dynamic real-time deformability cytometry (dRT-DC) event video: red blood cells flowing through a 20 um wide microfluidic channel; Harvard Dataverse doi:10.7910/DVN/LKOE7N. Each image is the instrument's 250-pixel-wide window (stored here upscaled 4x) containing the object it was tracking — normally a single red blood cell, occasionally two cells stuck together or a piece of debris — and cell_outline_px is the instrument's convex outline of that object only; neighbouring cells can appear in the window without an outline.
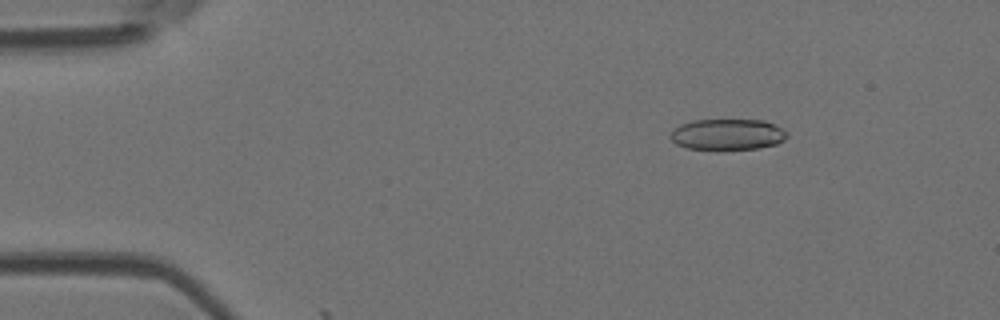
{"species": "Egyptian fruit bat (a non-hibernating species)", "species_latin": "Rousettus aegyptiacus", "temperature_condition": "room temperature", "stored_images_in_passage": 9, "camera_frame_rate_fps": 3000, "um_per_image_px": 0.085, "animal": {"sex": "female"}, "frame": {"image": 1, "passage_image": 3, "time_ms": 2.333, "image_size_px": [1000, 320], "cell_outline_px": [[788, 136], [784, 140], [776, 144], [760, 148], [724, 152], [716, 152], [688, 148], [676, 144], [668, 136], [680, 124], [692, 120], [764, 120], [788, 132]], "centroid_in_image_um": [61.82, 11.47], "position_along_channel_um": 23.2, "area_um2": 21.85}}
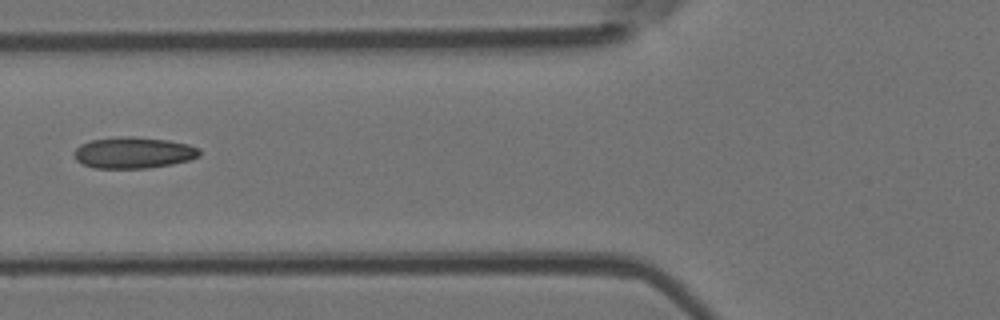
{"frame": {"image": 2, "passage_image": 6, "time_ms": 6.667, "image_size_px": [1000, 320], "cell_outline_px": [[200, 156], [188, 160], [172, 164], [148, 168], [96, 168], [84, 164], [76, 160], [72, 156], [72, 152], [80, 144], [92, 140], [116, 136], [132, 136], [168, 140], [188, 144], [200, 148]], "centroid_in_image_um": [11.33, 12.97], "position_along_channel_um": 114.5, "area_um2": 23.06}}
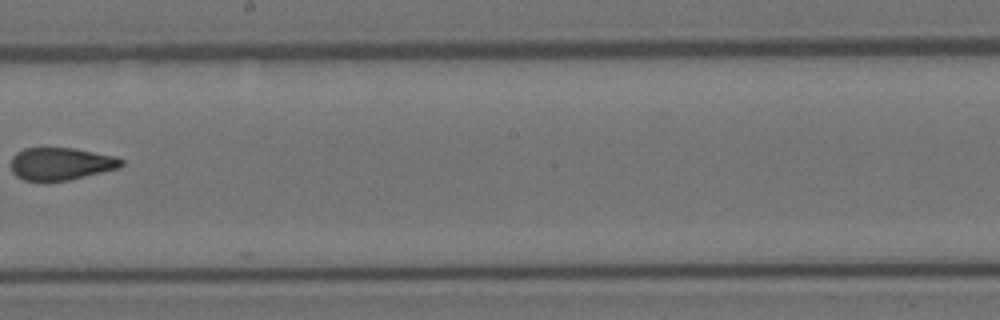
{"frame": {"image": 3, "passage_image": 9, "time_ms": 10.0, "image_size_px": [1000, 320], "cell_outline_px": [[124, 164], [120, 168], [68, 180], [24, 180], [16, 176], [12, 172], [12, 156], [16, 152], [24, 148], [76, 148], [116, 156], [124, 160]], "centroid_in_image_um": [5.21, 13.9], "position_along_channel_um": 243.0, "area_um2": 20.92}}